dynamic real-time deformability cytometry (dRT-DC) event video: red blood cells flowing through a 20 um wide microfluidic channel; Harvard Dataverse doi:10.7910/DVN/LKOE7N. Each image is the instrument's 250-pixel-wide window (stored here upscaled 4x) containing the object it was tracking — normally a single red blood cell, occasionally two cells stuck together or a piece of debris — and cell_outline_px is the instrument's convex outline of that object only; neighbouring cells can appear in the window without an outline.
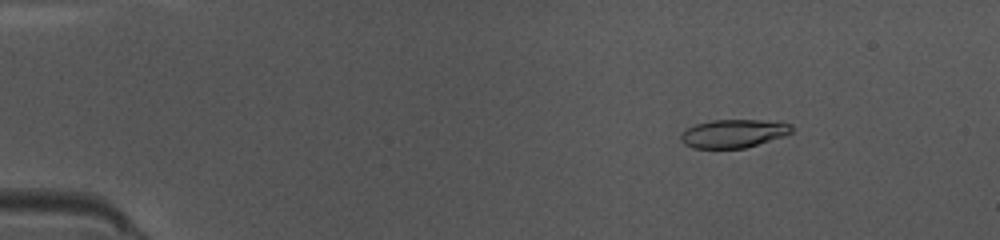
{"species": "common noctule bat (a hibernating species)", "species_latin": "Nyctalus noctula", "temperature_condition": "warm", "stored_images_in_passage": 49, "camera_frame_rate_fps": 3000, "um_per_image_px": 0.085, "animal": {"sex": "female", "body_mass_g": 10.0, "forearm_length_mm": 53.1}, "frame": {"image": 1, "passage_image": 7, "time_ms": 2.0, "image_size_px": [1000, 240], "cell_outline_px": [[792, 132], [784, 136], [744, 148], [692, 148], [684, 144], [680, 140], [680, 136], [688, 128], [696, 124], [712, 120], [760, 120], [792, 124]], "centroid_in_image_um": [62.33, 11.35], "position_along_channel_um": 22.7, "area_um2": 18.09}}
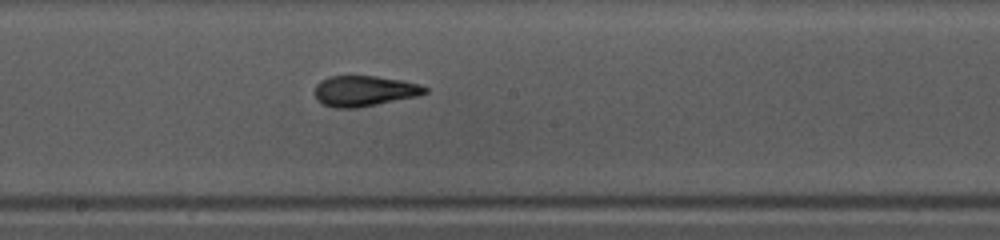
{"frame": {"image": 2, "passage_image": 27, "time_ms": 8.667, "image_size_px": [1000, 240], "cell_outline_px": [[428, 92], [416, 96], [356, 108], [336, 108], [324, 104], [316, 100], [316, 84], [320, 80], [328, 76], [376, 76], [404, 80], [420, 84], [428, 88]], "centroid_in_image_um": [30.97, 7.72], "position_along_channel_um": 217.2, "area_um2": 19.59}}
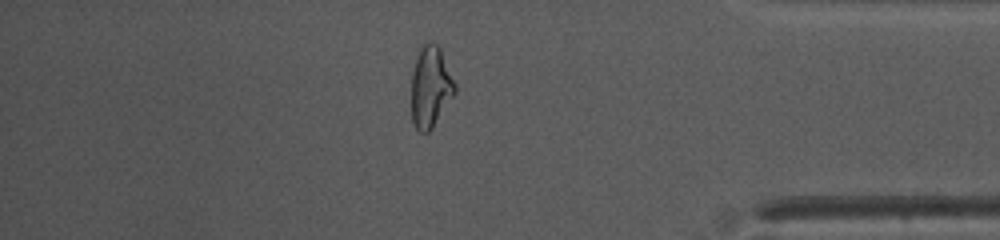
{"frame": {"image": 3, "passage_image": 42, "time_ms": 13.667, "image_size_px": [1000, 240], "cell_outline_px": [[456, 92], [432, 128], [428, 132], [420, 132], [416, 128], [412, 120], [412, 72], [416, 56], [420, 48], [428, 40], [436, 44], [440, 48], [456, 84]], "centroid_in_image_um": [36.6, 7.37], "position_along_channel_um": 398.6, "area_um2": 20.52}, "authors_computed_cell_mechanics": {"area_um2": 19.4208, "velocity_mm_per_s": 4.1152, "shape_relaxation_time_tau1_ms": 3.8909, "shape_relaxation_time_tau2_ms": 1.5342, "deformation_change_tau1": 0.1869, "deformation_change_tau2": 0.0965}}